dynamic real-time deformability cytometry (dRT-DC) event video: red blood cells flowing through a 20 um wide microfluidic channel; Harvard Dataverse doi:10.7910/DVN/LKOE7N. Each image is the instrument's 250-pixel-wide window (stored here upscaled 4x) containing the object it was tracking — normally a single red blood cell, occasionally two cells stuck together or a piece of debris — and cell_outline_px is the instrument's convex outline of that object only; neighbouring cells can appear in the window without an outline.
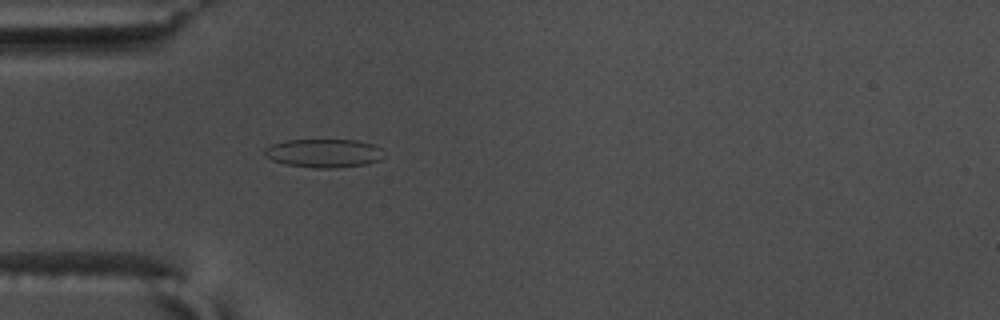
{"species": "common noctule bat (a hibernating species)", "species_latin": "Nyctalus noctula", "temperature_condition": "warm", "stored_images_in_passage": 56, "camera_frame_rate_fps": 3000, "um_per_image_px": 0.085, "animal": {"sex": "male", "body_mass_g": 17.5, "forearm_length_mm": 52.3}, "frame": {"image": 1, "passage_image": 17, "time_ms": 5.333, "image_size_px": [1000, 320], "cell_outline_px": [[384, 156], [380, 160], [368, 164], [332, 168], [316, 168], [284, 164], [272, 160], [264, 156], [264, 148], [272, 144], [288, 140], [356, 140], [372, 144], [380, 148]], "centroid_in_image_um": [27.51, 13.02], "position_along_channel_um": 57.5, "area_um2": 19.88}}
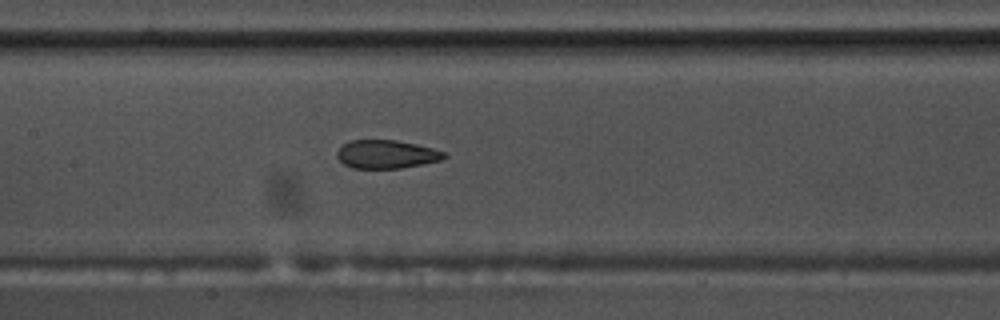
{"frame": {"image": 2, "passage_image": 27, "time_ms": 8.667, "image_size_px": [1000, 320], "cell_outline_px": [[448, 156], [440, 160], [400, 168], [352, 168], [344, 164], [336, 156], [336, 152], [344, 144], [352, 140], [396, 140], [416, 144], [432, 148], [444, 152]], "centroid_in_image_um": [32.83, 13.11], "position_along_channel_um": 174.6, "area_um2": 17.51}}
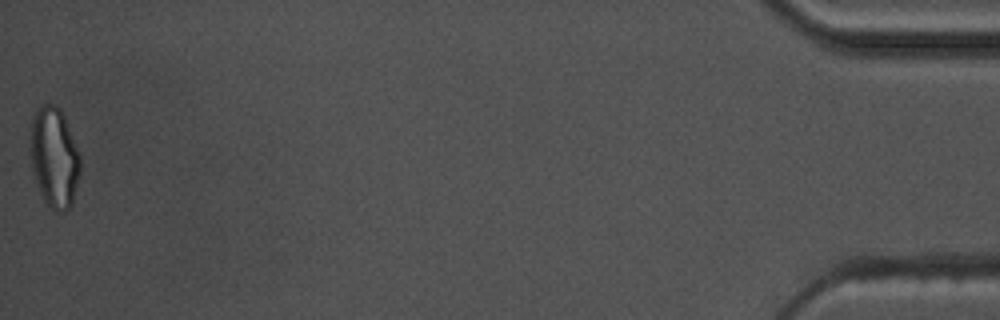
{"frame": {"image": 3, "passage_image": 56, "time_ms": 18.333, "image_size_px": [1000, 320], "cell_outline_px": [[80, 172], [72, 204], [64, 212], [56, 212], [44, 200], [40, 192], [32, 168], [28, 148], [32, 116], [36, 108], [44, 104], [56, 104], [60, 108], [64, 116], [80, 156]], "centroid_in_image_um": [4.58, 13.35], "position_along_channel_um": 430.6, "area_um2": 29.42}, "authors_computed_cell_mechanics": {"area_um2": 20.1433, "velocity_mm_per_s": 3.656, "shape_relaxation_time_tau1_ms": null, "shape_relaxation_time_tau2_ms": 1.6805, "deformation_change_tau1": null, "deformation_change_tau2": 0.0836}}